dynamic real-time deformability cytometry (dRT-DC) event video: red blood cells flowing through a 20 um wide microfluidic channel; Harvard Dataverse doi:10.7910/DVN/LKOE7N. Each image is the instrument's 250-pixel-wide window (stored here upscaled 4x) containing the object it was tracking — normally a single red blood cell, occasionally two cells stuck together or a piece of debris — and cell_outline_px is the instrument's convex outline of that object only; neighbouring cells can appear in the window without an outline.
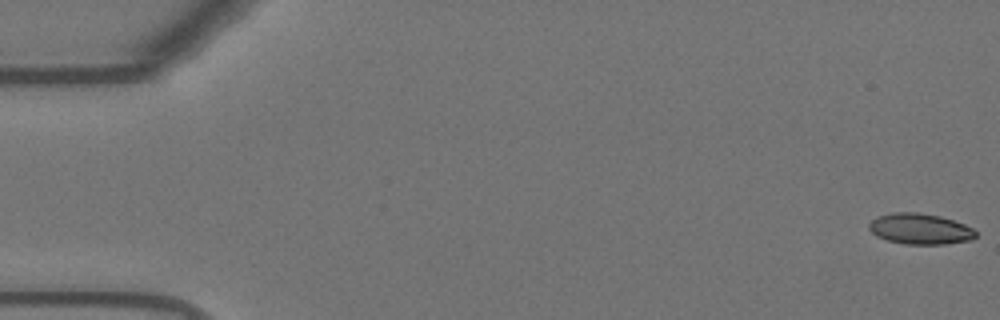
{"species": "Egyptian fruit bat (a non-hibernating species)", "species_latin": "Rousettus aegyptiacus", "temperature_condition": "warm", "stored_images_in_passage": 55, "camera_frame_rate_fps": 3000, "um_per_image_px": 0.085, "animal": {"sex": "female"}, "frame": {"image": 1, "passage_image": 1, "time_ms": 0.0, "image_size_px": [1000, 320], "cell_outline_px": [[976, 236], [972, 240], [944, 244], [904, 244], [888, 240], [876, 236], [868, 228], [868, 224], [876, 216], [892, 212], [920, 212], [940, 216], [964, 224], [972, 228], [976, 232]], "centroid_in_image_um": [78.18, 19.45], "position_along_channel_um": 6.8, "area_um2": 19.25}}
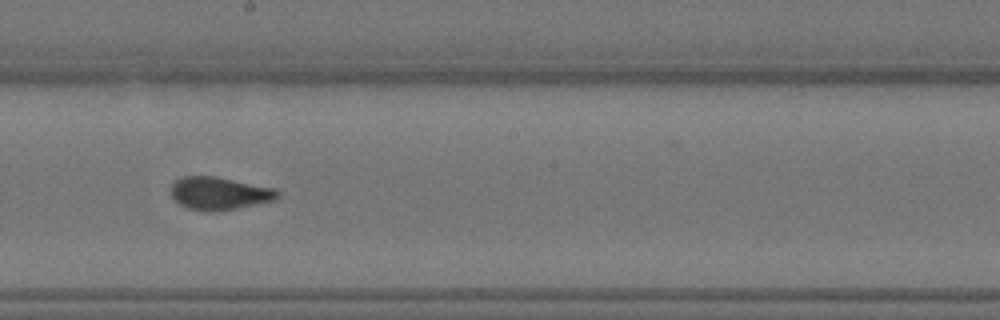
{"frame": {"image": 2, "passage_image": 31, "time_ms": 10.0, "image_size_px": [1000, 320], "cell_outline_px": [[280, 196], [276, 200], [236, 208], [212, 212], [188, 208], [180, 204], [172, 196], [172, 184], [176, 180], [184, 176], [216, 176], [276, 188], [280, 192]], "centroid_in_image_um": [18.69, 16.42], "position_along_channel_um": 229.5, "area_um2": 20.35}}
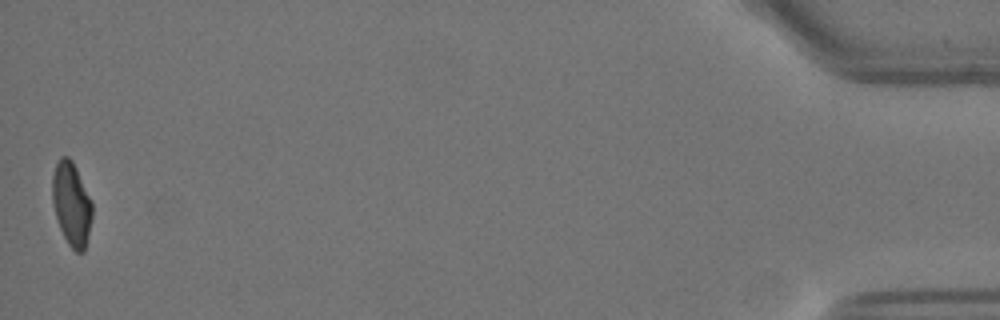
{"frame": {"image": 3, "passage_image": 55, "time_ms": 18.0, "image_size_px": [1000, 320], "cell_outline_px": [[92, 216], [84, 252], [76, 252], [68, 244], [60, 228], [56, 216], [52, 200], [52, 176], [56, 164], [60, 156], [68, 156], [72, 160], [92, 200]], "centroid_in_image_um": [6.08, 17.31], "position_along_channel_um": 429.1, "area_um2": 19.36}, "authors_computed_cell_mechanics": {"area_um2": 19.9988, "velocity_mm_per_s": 3.689, "shape_relaxation_time_tau1_ms": null, "shape_relaxation_time_tau2_ms": 0.8206, "deformation_change_tau1": null, "deformation_change_tau2": 0.0554}}